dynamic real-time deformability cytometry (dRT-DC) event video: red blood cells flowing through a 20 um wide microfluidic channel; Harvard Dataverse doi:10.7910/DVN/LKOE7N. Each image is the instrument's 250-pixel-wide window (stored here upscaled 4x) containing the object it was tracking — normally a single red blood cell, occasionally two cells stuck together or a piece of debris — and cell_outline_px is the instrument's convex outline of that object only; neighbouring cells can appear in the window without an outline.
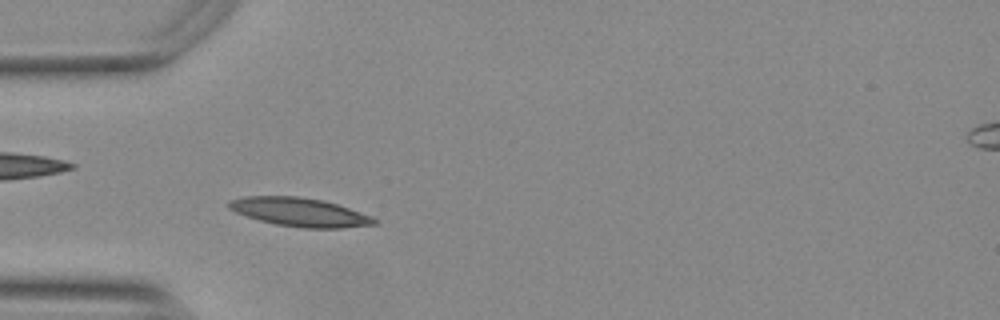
{"species": "Egyptian fruit bat (a non-hibernating species)", "species_latin": "Rousettus aegyptiacus", "temperature_condition": "warm", "stored_images_in_passage": 43, "camera_frame_rate_fps": 3000, "um_per_image_px": 0.085, "animal": {"sex": "female"}, "frame": {"image": 1, "passage_image": 5, "time_ms": 1.333, "image_size_px": [1000, 320], "cell_outline_px": [[380, 224], [344, 228], [304, 228], [276, 224], [260, 220], [236, 212], [228, 208], [228, 200], [244, 196], [296, 196], [324, 200], [372, 216], [380, 220]], "centroid_in_image_um": [25.52, 18.03], "position_along_channel_um": 59.5, "area_um2": 24.33}}
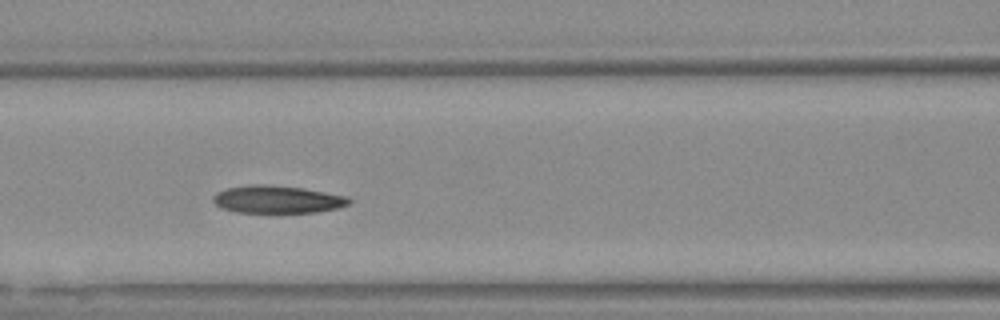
{"frame": {"image": 2, "passage_image": 12, "time_ms": 3.667, "image_size_px": [1000, 320], "cell_outline_px": [[352, 200], [348, 204], [336, 208], [316, 212], [236, 212], [224, 208], [216, 204], [212, 200], [212, 196], [216, 192], [228, 188], [252, 184], [260, 184], [304, 188], [348, 196]], "centroid_in_image_um": [23.58, 16.94], "position_along_channel_um": 143.0, "area_um2": 21.68}}
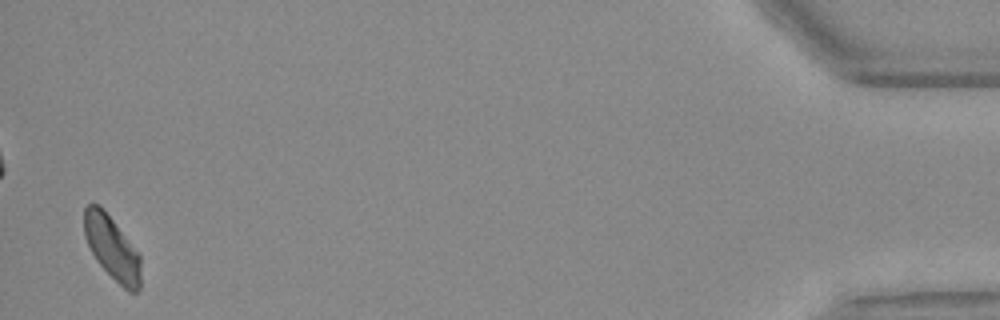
{"frame": {"image": 3, "passage_image": 42, "time_ms": 13.667, "image_size_px": [1000, 320], "cell_outline_px": [[140, 288], [136, 292], [128, 292], [96, 260], [84, 236], [84, 208], [88, 204], [100, 204], [140, 256]], "centroid_in_image_um": [9.5, 21.06], "position_along_channel_um": 425.7, "area_um2": 20.46}}